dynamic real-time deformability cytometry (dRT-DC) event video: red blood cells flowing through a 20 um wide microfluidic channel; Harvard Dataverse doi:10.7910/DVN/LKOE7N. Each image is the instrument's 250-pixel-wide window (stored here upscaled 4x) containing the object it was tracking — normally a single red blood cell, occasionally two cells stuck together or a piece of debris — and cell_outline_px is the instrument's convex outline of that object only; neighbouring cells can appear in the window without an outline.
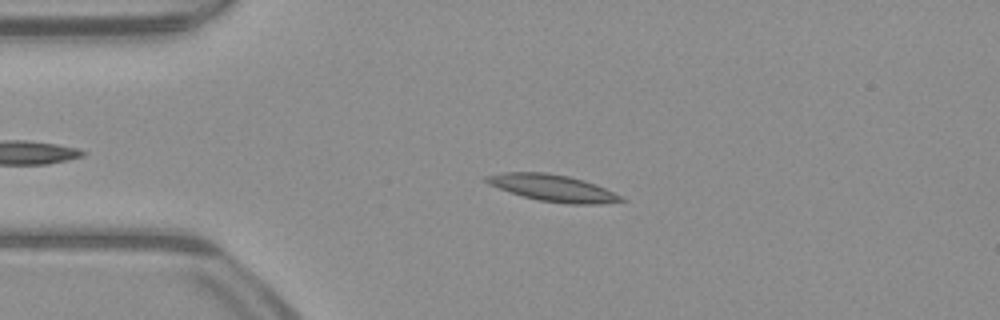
{"species": "common noctule bat (a hibernating species)", "species_latin": "Nyctalus noctula", "temperature_condition": "warm", "stored_images_in_passage": 46, "camera_frame_rate_fps": 3000, "um_per_image_px": 0.085, "animal": {"sex": "male", "body_mass_g": 23.1, "forearm_length_mm": 52.7}, "frame": {"image": 1, "passage_image": 11, "time_ms": 3.333, "image_size_px": [1000, 320], "cell_outline_px": [[628, 200], [596, 204], [568, 204], [540, 200], [524, 196], [488, 184], [484, 180], [484, 176], [504, 172], [544, 172], [568, 176], [584, 180], [596, 184]], "centroid_in_image_um": [46.98, 15.97], "position_along_channel_um": 38.0, "area_um2": 20.63}}
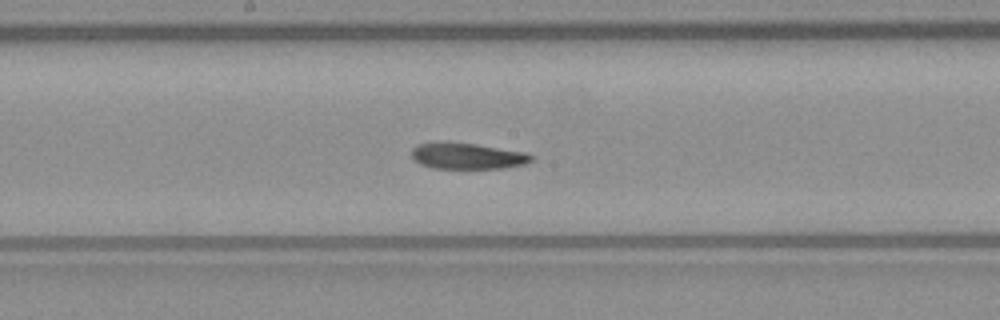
{"frame": {"image": 2, "passage_image": 26, "time_ms": 8.333, "image_size_px": [1000, 320], "cell_outline_px": [[536, 156], [532, 160], [524, 164], [504, 168], [432, 168], [420, 164], [412, 156], [412, 148], [416, 144], [436, 140], [448, 140], [476, 144], [524, 152]], "centroid_in_image_um": [39.67, 13.22], "position_along_channel_um": 208.5, "area_um2": 18.67}}
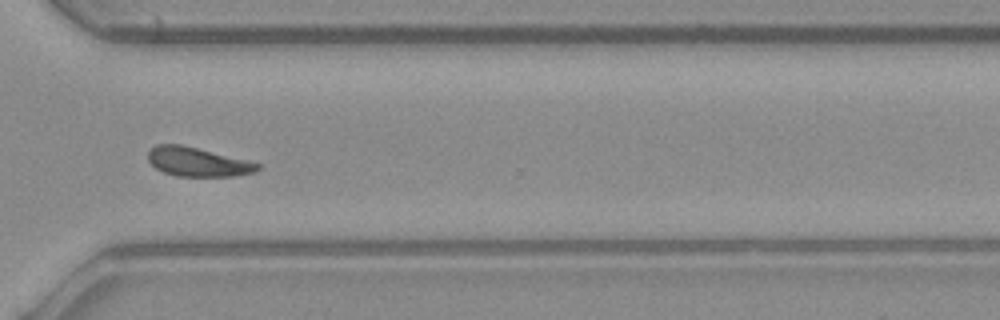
{"frame": {"image": 3, "passage_image": 37, "time_ms": 12.0, "image_size_px": [1000, 320], "cell_outline_px": [[260, 168], [256, 172], [236, 176], [176, 176], [164, 172], [156, 168], [148, 160], [148, 152], [156, 144], [180, 144], [248, 160], [260, 164]], "centroid_in_image_um": [16.81, 13.76], "position_along_channel_um": 353.8, "area_um2": 18.5}, "authors_computed_cell_mechanics": {"area_um2": 19.1318, "velocity_mm_per_s": 3.9655, "shape_relaxation_time_tau1_ms": 5.9212, "shape_relaxation_time_tau2_ms": 2.256, "deformation_change_tau1": 0.1432, "deformation_change_tau2": 0.0816}}